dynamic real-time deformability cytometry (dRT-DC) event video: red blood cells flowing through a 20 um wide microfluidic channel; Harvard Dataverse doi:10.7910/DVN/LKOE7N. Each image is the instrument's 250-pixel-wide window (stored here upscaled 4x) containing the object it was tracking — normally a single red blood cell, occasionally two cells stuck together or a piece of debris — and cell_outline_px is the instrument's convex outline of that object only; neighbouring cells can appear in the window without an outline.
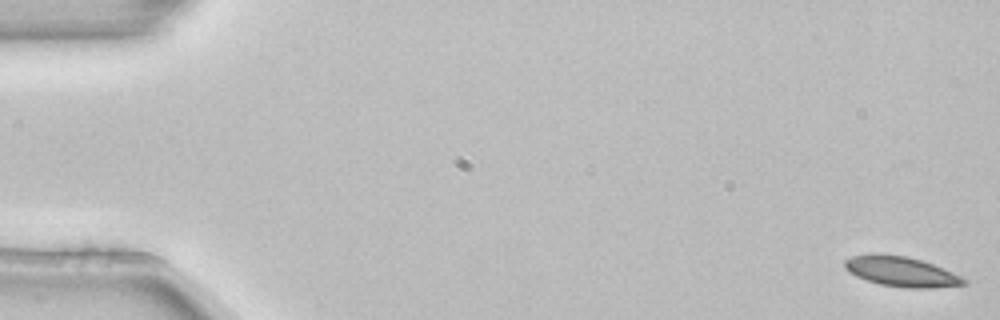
{"species": "common noctule bat (a hibernating species)", "species_latin": "Nyctalus noctula", "temperature_condition": "room temperature", "stored_images_in_passage": 5, "camera_frame_rate_fps": 3000, "um_per_image_px": 0.085, "animal": {"sex": "female", "body_mass_g": 22.7, "forearm_length_mm": 54.2}, "frame": {"image": 1, "passage_image": 1, "time_ms": 0.0, "image_size_px": [1000, 320], "cell_outline_px": [[968, 284], [932, 288], [904, 288], [880, 284], [856, 276], [848, 272], [844, 268], [844, 260], [852, 256], [868, 252], [884, 252], [908, 256], [932, 264], [952, 272], [968, 280]], "centroid_in_image_um": [76.55, 23.05], "position_along_channel_um": 8.4, "area_um2": 21.27}}